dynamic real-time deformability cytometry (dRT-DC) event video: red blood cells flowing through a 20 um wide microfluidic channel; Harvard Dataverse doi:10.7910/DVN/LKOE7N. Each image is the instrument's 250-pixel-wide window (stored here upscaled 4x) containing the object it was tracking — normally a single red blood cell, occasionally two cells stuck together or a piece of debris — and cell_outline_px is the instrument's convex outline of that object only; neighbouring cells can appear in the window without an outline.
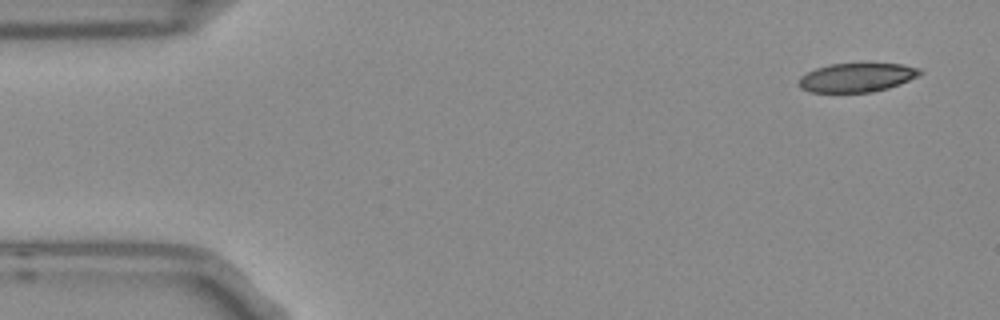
{"species": "Egyptian fruit bat (a non-hibernating species)", "species_latin": "Rousettus aegyptiacus", "temperature_condition": "room temperature", "stored_images_in_passage": 4, "camera_frame_rate_fps": 3000, "um_per_image_px": 0.085, "frame": {"image": 1, "passage_image": 1, "time_ms": 0.0, "image_size_px": [1000, 320], "cell_outline_px": [[924, 72], [920, 76], [900, 84], [888, 88], [872, 92], [812, 92], [800, 88], [800, 76], [816, 68], [828, 64], [864, 60], [904, 64], [920, 68]], "centroid_in_image_um": [72.92, 6.52], "position_along_channel_um": 12.1, "area_um2": 21.5}}